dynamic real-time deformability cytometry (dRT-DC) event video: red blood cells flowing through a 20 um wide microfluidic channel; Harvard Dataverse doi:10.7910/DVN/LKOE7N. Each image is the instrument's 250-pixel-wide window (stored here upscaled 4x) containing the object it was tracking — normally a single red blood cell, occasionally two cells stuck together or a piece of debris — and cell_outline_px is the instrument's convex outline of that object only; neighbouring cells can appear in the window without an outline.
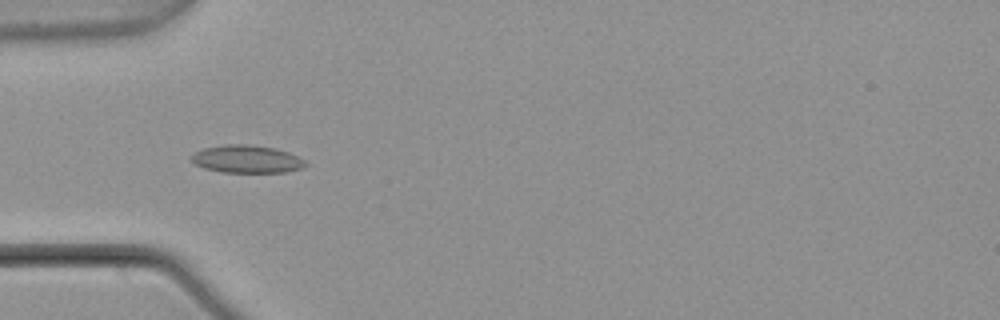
{"species": "common noctule bat (a hibernating species)", "species_latin": "Nyctalus noctula", "temperature_condition": "warm", "stored_images_in_passage": 4, "camera_frame_rate_fps": 3000, "um_per_image_px": 0.085, "animal": {"sex": "male", "body_mass_g": 21.5, "forearm_length_mm": 52.0}, "frame": {"image": 1, "passage_image": 1, "time_ms": 0.0, "image_size_px": [1000, 320], "cell_outline_px": [[308, 164], [304, 168], [284, 172], [220, 172], [204, 168], [196, 164], [192, 160], [192, 156], [196, 152], [204, 148], [228, 144], [244, 144], [276, 148], [288, 152], [304, 160]], "centroid_in_image_um": [21.01, 13.53], "position_along_channel_um": 64.0, "area_um2": 18.26}}
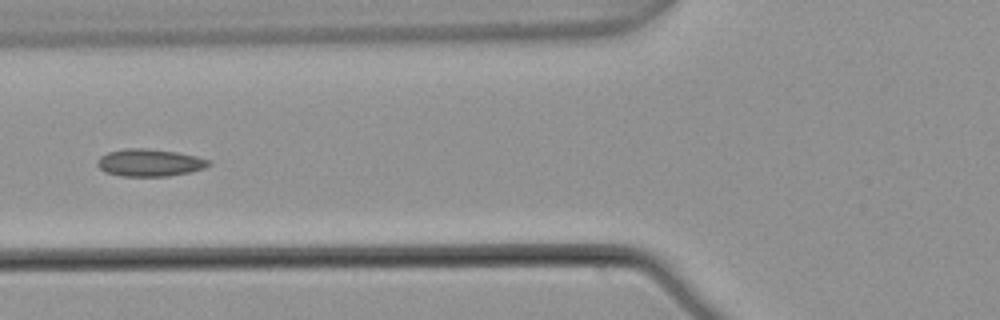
{"frame": {"image": 2, "passage_image": 2, "time_ms": 0.333, "image_size_px": [1000, 320], "cell_outline_px": [[212, 164], [204, 168], [192, 172], [168, 176], [120, 176], [104, 172], [96, 164], [96, 160], [100, 156], [108, 152], [124, 148], [148, 148], [176, 152], [196, 156], [212, 160]], "centroid_in_image_um": [12.72, 13.82], "position_along_channel_um": 113.1, "area_um2": 18.03}}
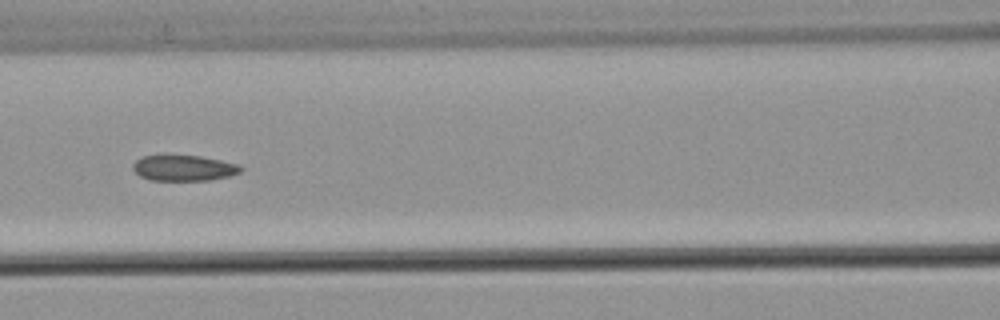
{"frame": {"image": 3, "passage_image": 3, "time_ms": 0.667, "image_size_px": [1000, 320], "cell_outline_px": [[244, 168], [240, 172], [228, 176], [208, 180], [148, 180], [140, 176], [132, 168], [132, 164], [140, 156], [160, 152], [164, 152], [200, 156], [240, 164]], "centroid_in_image_um": [15.54, 14.22], "position_along_channel_um": 151.1, "area_um2": 16.99}}